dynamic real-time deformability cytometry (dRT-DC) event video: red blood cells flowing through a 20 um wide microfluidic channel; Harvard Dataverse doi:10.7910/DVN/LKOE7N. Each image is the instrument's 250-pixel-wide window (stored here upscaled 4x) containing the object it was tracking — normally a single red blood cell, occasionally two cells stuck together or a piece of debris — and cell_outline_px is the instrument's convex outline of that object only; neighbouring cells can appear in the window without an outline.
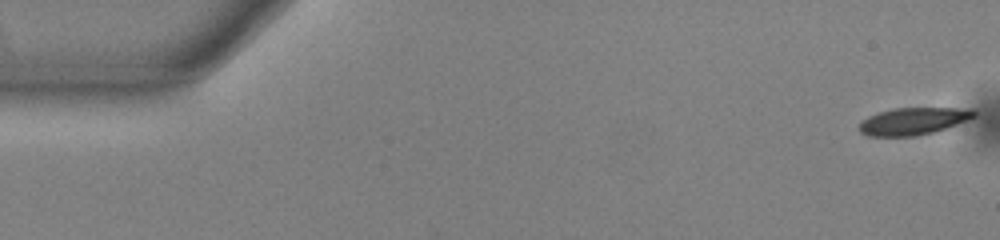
{"species": "common noctule bat (a hibernating species)", "species_latin": "Nyctalus noctula", "temperature_condition": "warm", "stored_images_in_passage": 55, "segment_of_instrument_passage": [1, 2], "camera_frame_rate_fps": 3000, "um_per_image_px": 0.085, "animal": {"sex": "male", "body_mass_g": 13.0, "forearm_length_mm": 53.1}, "frame": {"image": 1, "passage_image": 1, "time_ms": 0.0, "image_size_px": [1000, 240], "cell_outline_px": [[976, 116], [956, 124], [932, 132], [916, 136], [868, 136], [860, 132], [860, 120], [868, 116], [880, 112], [896, 108], [972, 108], [976, 112]], "centroid_in_image_um": [77.61, 10.29], "position_along_channel_um": 7.4, "area_um2": 18.03}}
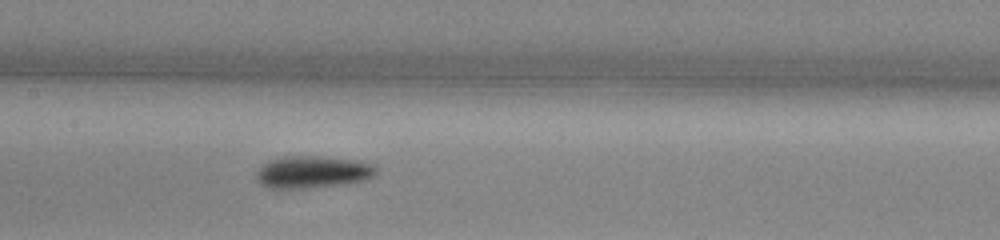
{"frame": {"image": 2, "passage_image": 26, "time_ms": 8.333, "image_size_px": [1000, 240], "cell_outline_px": [[376, 176], [364, 180], [344, 184], [304, 188], [268, 188], [260, 184], [256, 180], [256, 172], [268, 160], [284, 156], [324, 156], [364, 160], [372, 164], [376, 168]], "centroid_in_image_um": [26.6, 14.6], "position_along_channel_um": 180.8, "area_um2": 22.83}}
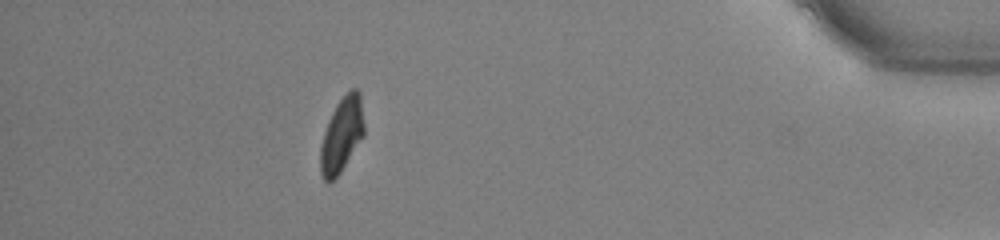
{"frame": {"image": 3, "passage_image": 48, "time_ms": 15.667, "image_size_px": [1000, 240], "cell_outline_px": [[364, 136], [340, 172], [328, 184], [324, 180], [320, 172], [320, 148], [324, 132], [328, 120], [336, 104], [352, 88], [356, 88], [360, 92], [364, 124]], "centroid_in_image_um": [29.05, 11.46], "position_along_channel_um": 406.2, "area_um2": 18.96}}